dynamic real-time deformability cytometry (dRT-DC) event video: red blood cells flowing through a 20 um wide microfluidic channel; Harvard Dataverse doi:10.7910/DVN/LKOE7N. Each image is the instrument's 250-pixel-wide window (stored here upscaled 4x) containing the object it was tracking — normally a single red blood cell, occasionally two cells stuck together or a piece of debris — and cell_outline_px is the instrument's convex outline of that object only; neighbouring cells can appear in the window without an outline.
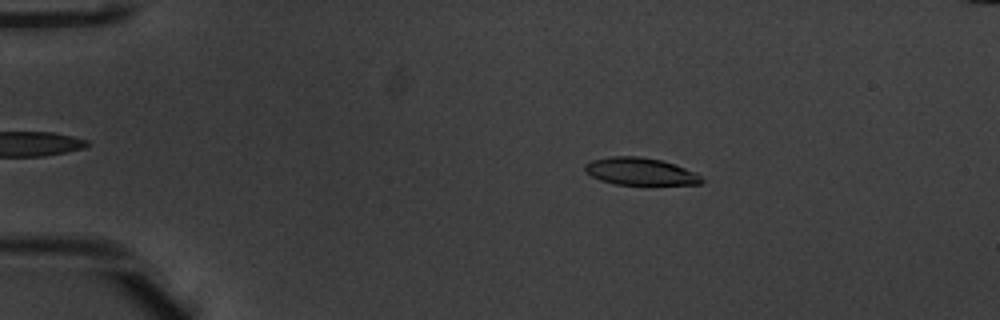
{"species": "common noctule bat (a hibernating species)", "species_latin": "Nyctalus noctula", "temperature_condition": "warm", "stored_images_in_passage": 53, "camera_frame_rate_fps": 3000, "um_per_image_px": 0.085, "animal": {"sex": "male", "body_mass_g": 20.1, "forearm_length_mm": 53.5}, "frame": {"image": 1, "passage_image": 11, "time_ms": 3.333, "image_size_px": [1000, 320], "cell_outline_px": [[704, 180], [700, 184], [616, 184], [600, 180], [584, 172], [584, 164], [592, 160], [612, 156], [640, 156], [660, 160], [676, 164], [696, 172]], "centroid_in_image_um": [54.41, 14.56], "position_along_channel_um": 30.6, "area_um2": 18.55}}
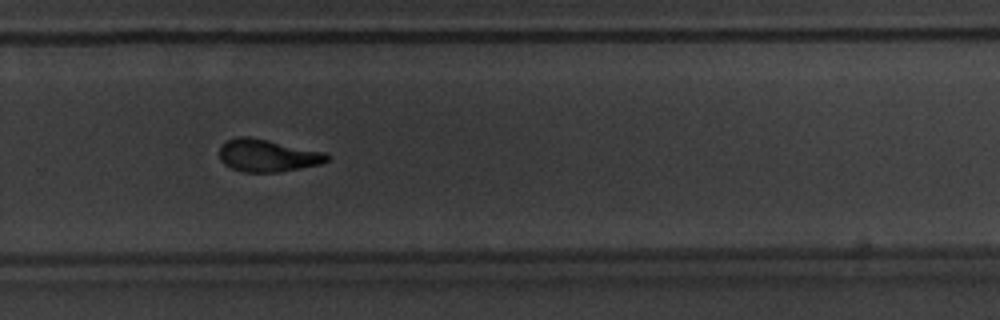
{"frame": {"image": 2, "passage_image": 37, "time_ms": 12.0, "image_size_px": [1000, 320], "cell_outline_px": [[332, 160], [320, 164], [280, 172], [244, 172], [232, 168], [224, 164], [220, 160], [220, 144], [228, 140], [240, 136], [248, 136], [268, 140], [324, 152], [332, 156]], "centroid_in_image_um": [22.76, 13.22], "position_along_channel_um": 307.0, "area_um2": 20.4}}
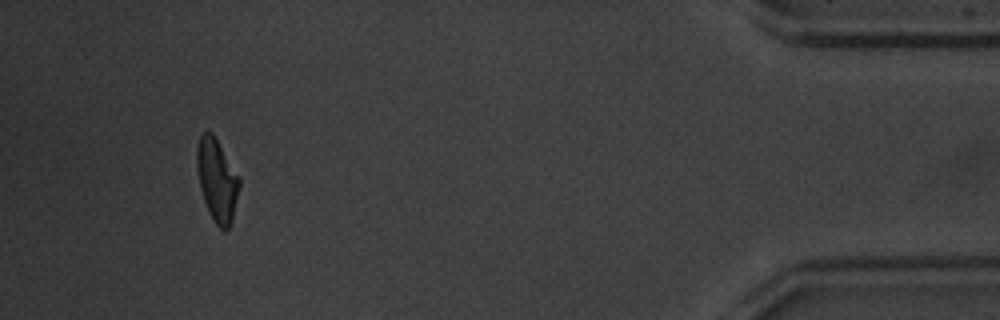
{"frame": {"image": 3, "passage_image": 50, "time_ms": 16.333, "image_size_px": [1000, 320], "cell_outline_px": [[240, 188], [232, 220], [228, 232], [224, 232], [216, 224], [208, 212], [200, 188], [196, 168], [196, 148], [200, 136], [204, 132], [212, 132], [240, 180]], "centroid_in_image_um": [18.43, 15.36], "position_along_channel_um": 416.8, "area_um2": 20.35}, "authors_computed_cell_mechanics": {"area_um2": 20.1144, "velocity_mm_per_s": 3.9398, "shape_relaxation_time_tau1_ms": 2.8233, "shape_relaxation_time_tau2_ms": 3.04, "deformation_change_tau1": 0.1733, "deformation_change_tau2": 0.0884}}